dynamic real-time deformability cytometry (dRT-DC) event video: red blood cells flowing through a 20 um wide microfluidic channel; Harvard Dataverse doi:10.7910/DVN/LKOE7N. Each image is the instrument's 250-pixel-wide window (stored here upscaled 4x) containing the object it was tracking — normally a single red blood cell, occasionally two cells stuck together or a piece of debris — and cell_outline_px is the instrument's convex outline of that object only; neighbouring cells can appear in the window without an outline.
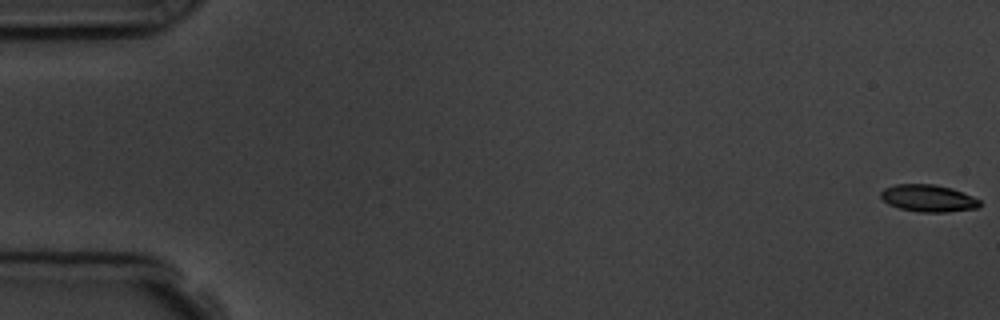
{"species": "common noctule bat (a hibernating species)", "species_latin": "Nyctalus noctula", "temperature_condition": "room temperature", "stored_images_in_passage": 5, "camera_frame_rate_fps": 3000, "um_per_image_px": 0.085, "animal": {"sex": "male", "body_mass_g": 19.5, "forearm_length_mm": 54.6}, "frame": {"image": 1, "passage_image": 1, "time_ms": 0.0, "image_size_px": [1000, 320], "cell_outline_px": [[980, 204], [976, 208], [948, 212], [920, 212], [900, 208], [888, 204], [880, 196], [880, 192], [884, 188], [896, 184], [932, 184], [952, 188], [972, 196], [980, 200]], "centroid_in_image_um": [78.88, 16.85], "position_along_channel_um": 6.1, "area_um2": 15.55}}
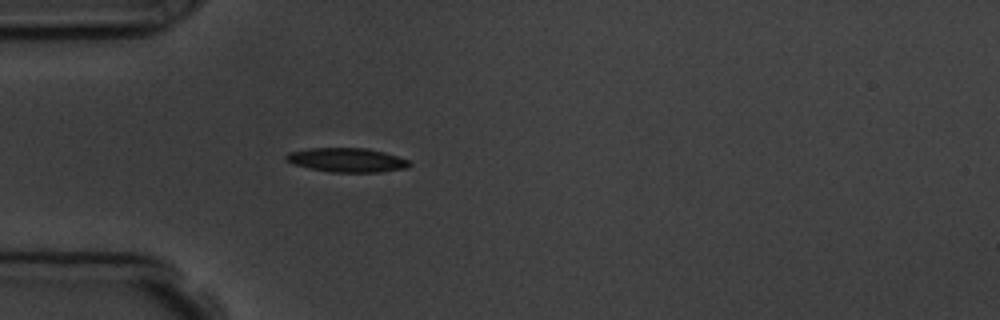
{"frame": {"image": 2, "passage_image": 5, "time_ms": 5.333, "image_size_px": [1000, 320], "cell_outline_px": [[412, 164], [408, 168], [380, 172], [332, 172], [308, 168], [292, 164], [284, 160], [284, 156], [288, 152], [308, 148], [364, 148], [384, 152], [408, 160]], "centroid_in_image_um": [29.44, 13.6], "position_along_channel_um": 55.6, "area_um2": 17.46}}